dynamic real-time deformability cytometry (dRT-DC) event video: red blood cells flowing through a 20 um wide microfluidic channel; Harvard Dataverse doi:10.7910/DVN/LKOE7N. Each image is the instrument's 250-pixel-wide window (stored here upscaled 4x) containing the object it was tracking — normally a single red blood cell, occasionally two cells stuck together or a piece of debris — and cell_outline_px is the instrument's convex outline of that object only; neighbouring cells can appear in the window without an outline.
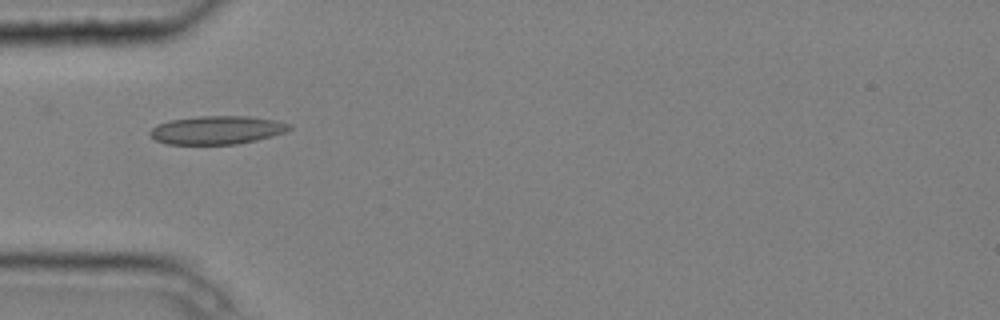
{"species": "common noctule bat (a hibernating species)", "species_latin": "Nyctalus noctula", "temperature_condition": "cold", "stored_images_in_passage": 9, "camera_frame_rate_fps": 3000, "um_per_image_px": 0.085, "animal": {"sex": "male", "body_mass_g": 20.4}, "frame": {"image": 1, "passage_image": 4, "time_ms": 1.0, "image_size_px": [1000, 320], "cell_outline_px": [[292, 128], [284, 132], [272, 136], [256, 140], [236, 144], [164, 144], [156, 140], [148, 132], [156, 124], [168, 120], [200, 116], [248, 116], [276, 120], [292, 124]], "centroid_in_image_um": [18.43, 11.05], "position_along_channel_um": 66.6, "area_um2": 23.12}}
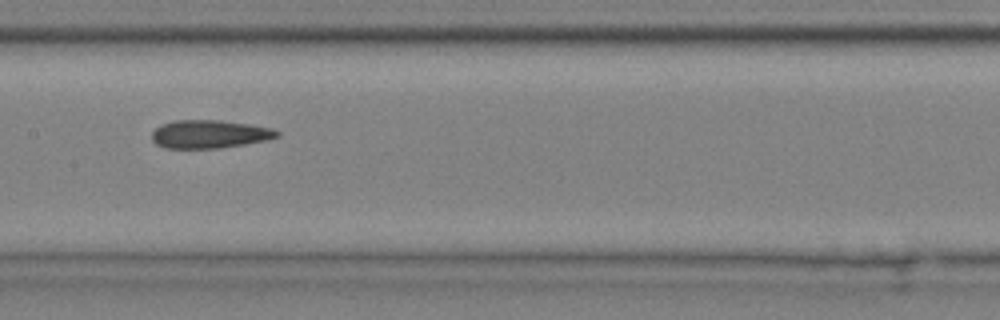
{"frame": {"image": 2, "passage_image": 7, "time_ms": 2.0, "image_size_px": [1000, 320], "cell_outline_px": [[280, 136], [268, 140], [220, 148], [164, 148], [156, 144], [152, 140], [152, 132], [160, 124], [176, 120], [220, 120], [248, 124], [272, 128], [280, 132]], "centroid_in_image_um": [17.81, 11.4], "position_along_channel_um": 189.6, "area_um2": 20.63}}
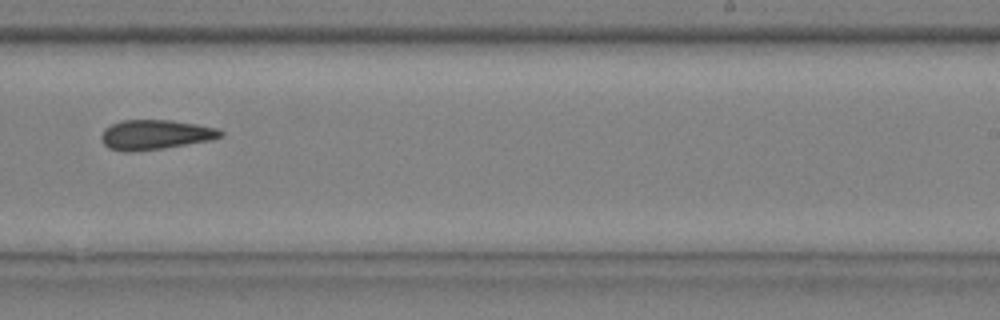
{"frame": {"image": 3, "passage_image": 9, "time_ms": 2.667, "image_size_px": [1000, 320], "cell_outline_px": [[224, 136], [212, 140], [164, 148], [136, 152], [124, 152], [108, 148], [100, 140], [100, 136], [104, 128], [120, 120], [172, 120], [196, 124], [216, 128], [224, 132]], "centroid_in_image_um": [13.18, 11.46], "position_along_channel_um": 275.8, "area_um2": 20.98}}